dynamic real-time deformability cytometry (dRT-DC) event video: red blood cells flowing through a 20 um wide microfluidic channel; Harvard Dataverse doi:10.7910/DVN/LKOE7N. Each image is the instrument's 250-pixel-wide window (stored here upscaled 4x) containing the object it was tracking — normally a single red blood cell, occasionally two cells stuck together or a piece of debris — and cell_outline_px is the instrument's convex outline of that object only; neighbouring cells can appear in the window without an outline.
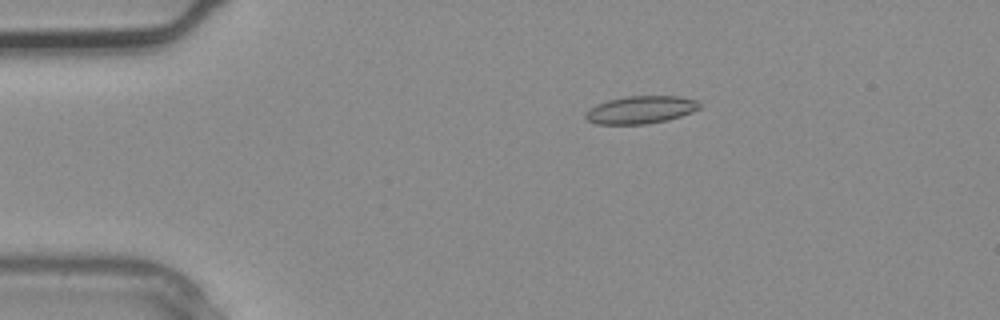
{"species": "common noctule bat (a hibernating species)", "species_latin": "Nyctalus noctula", "temperature_condition": "warm", "stored_images_in_passage": 4, "camera_frame_rate_fps": 3000, "um_per_image_px": 0.085, "animal": {"sex": "male", "body_mass_g": 20.4}, "frame": {"image": 1, "passage_image": 2, "time_ms": 0.333, "image_size_px": [1000, 320], "cell_outline_px": [[700, 108], [692, 112], [668, 120], [644, 124], [596, 124], [588, 120], [584, 116], [588, 108], [596, 104], [608, 100], [624, 96], [680, 96], [696, 100], [700, 104]], "centroid_in_image_um": [54.44, 9.32], "position_along_channel_um": 30.6, "area_um2": 18.44}}